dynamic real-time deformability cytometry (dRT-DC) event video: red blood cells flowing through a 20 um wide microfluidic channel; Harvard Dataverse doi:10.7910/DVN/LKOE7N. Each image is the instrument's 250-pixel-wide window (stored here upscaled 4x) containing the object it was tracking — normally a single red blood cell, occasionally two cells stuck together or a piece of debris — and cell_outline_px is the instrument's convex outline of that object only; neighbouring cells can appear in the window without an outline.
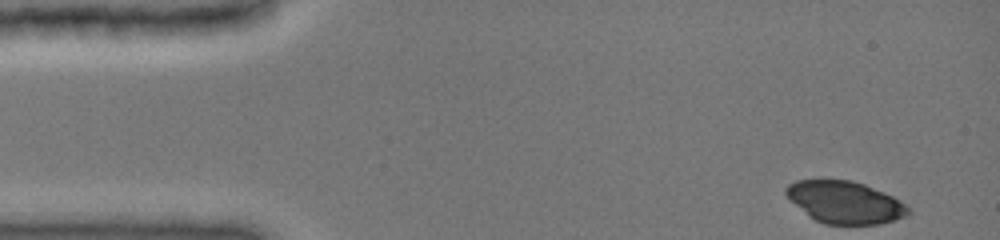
{"species": "common noctule bat (a hibernating species)", "species_latin": "Nyctalus noctula", "temperature_condition": "cold", "stored_images_in_passage": 41, "camera_frame_rate_fps": 3000, "um_per_image_px": 0.085, "animal": {"sex": "female", "body_mass_g": 19.0, "forearm_length_mm": 51.5}, "frame": {"image": 1, "passage_image": 1, "time_ms": 0.0, "image_size_px": [1000, 240], "cell_outline_px": [[912, 212], [908, 216], [880, 224], [824, 224], [808, 216], [784, 192], [784, 188], [788, 184], [796, 180], [852, 180], [864, 184], [884, 192], [900, 200]], "centroid_in_image_um": [71.84, 17.19], "position_along_channel_um": 13.2, "area_um2": 29.94}}
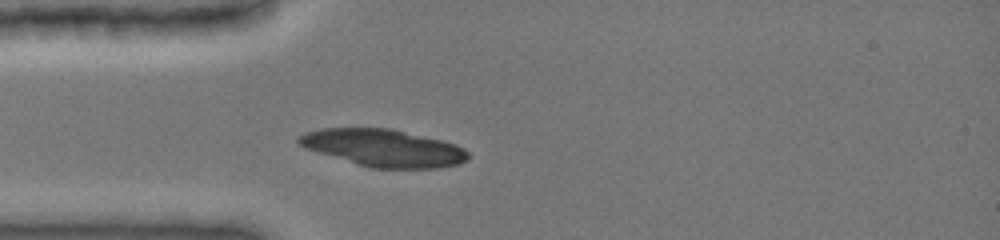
{"frame": {"image": 2, "passage_image": 11, "time_ms": 3.333, "image_size_px": [1000, 240], "cell_outline_px": [[472, 156], [468, 160], [460, 164], [436, 168], [372, 168], [356, 164], [304, 148], [296, 140], [296, 136], [304, 132], [320, 128], [392, 128], [456, 144], [464, 148]], "centroid_in_image_um": [32.59, 12.57], "position_along_channel_um": 52.4, "area_um2": 37.05}}